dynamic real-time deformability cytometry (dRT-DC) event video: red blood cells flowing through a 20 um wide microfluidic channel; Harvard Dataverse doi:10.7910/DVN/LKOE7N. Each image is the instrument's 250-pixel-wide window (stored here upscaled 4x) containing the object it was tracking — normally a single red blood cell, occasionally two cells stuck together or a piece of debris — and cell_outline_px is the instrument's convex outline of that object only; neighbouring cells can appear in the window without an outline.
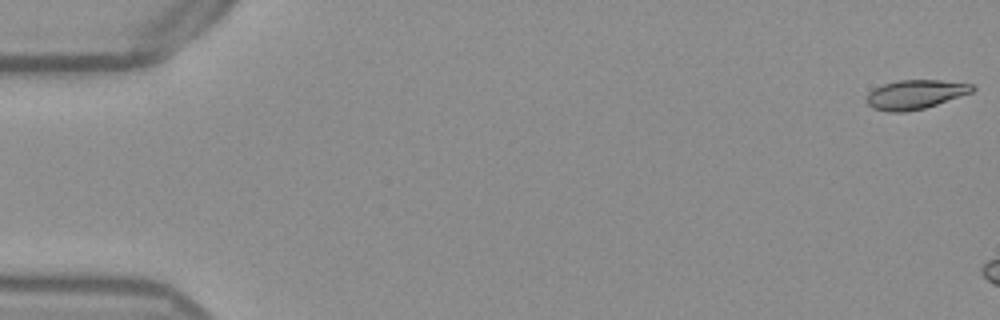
{"species": "Egyptian fruit bat (a non-hibernating species)", "species_latin": "Rousettus aegyptiacus", "temperature_condition": "warm", "stored_images_in_passage": 7, "camera_frame_rate_fps": 3000, "um_per_image_px": 0.085, "frame": {"image": 1, "passage_image": 1, "time_ms": 0.0, "image_size_px": [1000, 320], "cell_outline_px": [[976, 88], [972, 92], [924, 108], [904, 112], [888, 112], [872, 108], [864, 100], [868, 92], [872, 88], [896, 80], [940, 80], [972, 84]], "centroid_in_image_um": [77.73, 8.02], "position_along_channel_um": 7.3, "area_um2": 18.03}}